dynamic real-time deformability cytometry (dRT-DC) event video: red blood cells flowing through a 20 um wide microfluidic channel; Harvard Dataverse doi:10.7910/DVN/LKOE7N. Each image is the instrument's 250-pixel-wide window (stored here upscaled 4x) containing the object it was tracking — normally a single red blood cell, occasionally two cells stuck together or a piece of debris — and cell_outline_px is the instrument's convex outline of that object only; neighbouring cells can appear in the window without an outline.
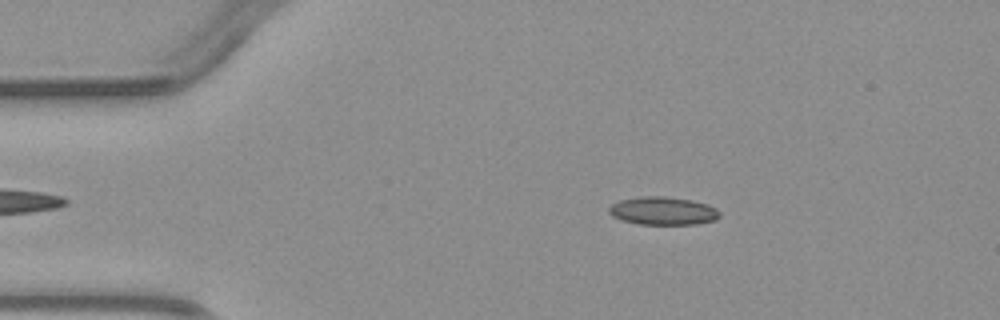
{"species": "common noctule bat (a hibernating species)", "species_latin": "Nyctalus noctula", "temperature_condition": "warm", "stored_images_in_passage": 4, "camera_frame_rate_fps": 3000, "um_per_image_px": 0.085, "animal": {"sex": "male", "body_mass_g": 23.1, "forearm_length_mm": 52.7}, "frame": {"image": 1, "passage_image": 3, "time_ms": 2.333, "image_size_px": [1000, 320], "cell_outline_px": [[720, 216], [716, 220], [696, 224], [636, 224], [620, 220], [612, 216], [608, 212], [608, 208], [612, 204], [620, 200], [640, 196], [664, 196], [692, 200], [708, 204], [716, 208], [720, 212]], "centroid_in_image_um": [56.34, 17.92], "position_along_channel_um": 28.7, "area_um2": 18.32}}